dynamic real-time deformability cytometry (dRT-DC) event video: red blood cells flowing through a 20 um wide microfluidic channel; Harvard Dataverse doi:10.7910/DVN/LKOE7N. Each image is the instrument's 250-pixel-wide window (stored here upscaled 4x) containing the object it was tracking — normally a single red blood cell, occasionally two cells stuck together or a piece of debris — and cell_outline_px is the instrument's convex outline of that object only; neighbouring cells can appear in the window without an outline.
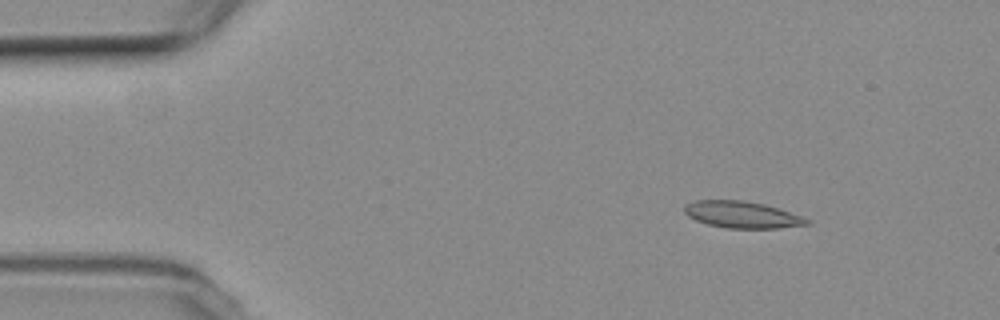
{"species": "common noctule bat (a hibernating species)", "species_latin": "Nyctalus noctula", "temperature_condition": "room temperature", "stored_images_in_passage": 10, "camera_frame_rate_fps": 3000, "um_per_image_px": 0.085, "animal": {"sex": "female", "body_mass_g": 19.3, "forearm_length_mm": 54.1}, "frame": {"image": 1, "passage_image": 2, "time_ms": 1.0, "image_size_px": [1000, 320], "cell_outline_px": [[812, 224], [780, 228], [724, 228], [708, 224], [696, 220], [688, 216], [684, 212], [684, 204], [692, 200], [744, 200], [764, 204], [812, 220]], "centroid_in_image_um": [63.05, 18.24], "position_along_channel_um": 21.9, "area_um2": 19.13}}
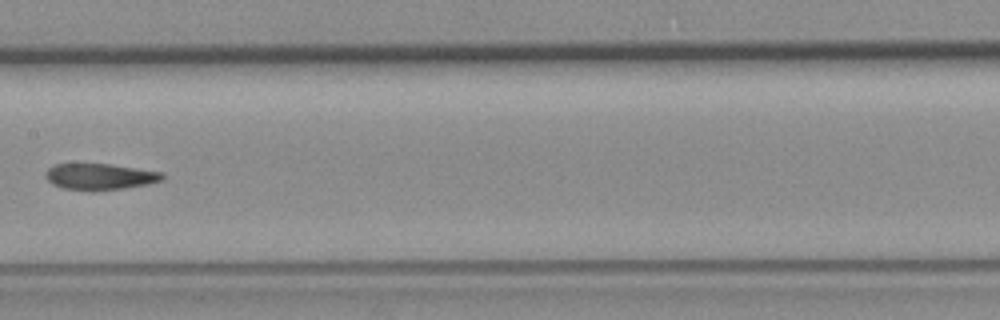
{"frame": {"image": 2, "passage_image": 7, "time_ms": 8.0, "image_size_px": [1000, 320], "cell_outline_px": [[164, 176], [160, 180], [148, 184], [124, 188], [64, 188], [52, 184], [44, 176], [44, 172], [48, 168], [56, 164], [108, 164], [164, 172]], "centroid_in_image_um": [8.48, 14.97], "position_along_channel_um": 198.9, "area_um2": 17.11}}
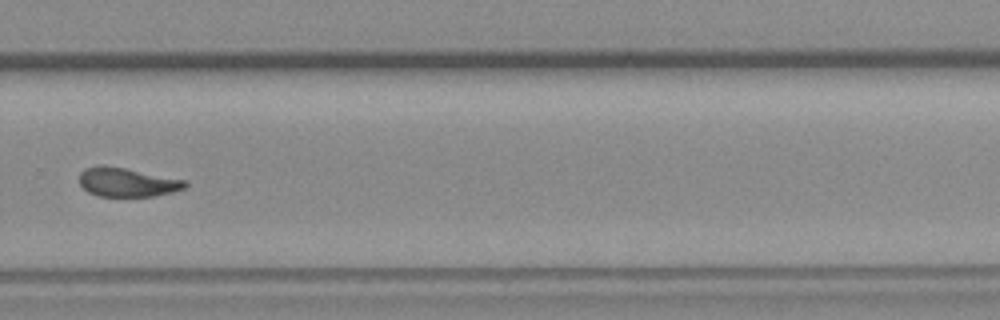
{"frame": {"image": 3, "passage_image": 10, "time_ms": 11.333, "image_size_px": [1000, 320], "cell_outline_px": [[188, 184], [184, 188], [172, 192], [152, 196], [100, 196], [88, 192], [80, 184], [80, 172], [84, 168], [100, 164], [104, 164], [188, 180]], "centroid_in_image_um": [10.81, 15.47], "position_along_channel_um": 319.0, "area_um2": 17.98}}